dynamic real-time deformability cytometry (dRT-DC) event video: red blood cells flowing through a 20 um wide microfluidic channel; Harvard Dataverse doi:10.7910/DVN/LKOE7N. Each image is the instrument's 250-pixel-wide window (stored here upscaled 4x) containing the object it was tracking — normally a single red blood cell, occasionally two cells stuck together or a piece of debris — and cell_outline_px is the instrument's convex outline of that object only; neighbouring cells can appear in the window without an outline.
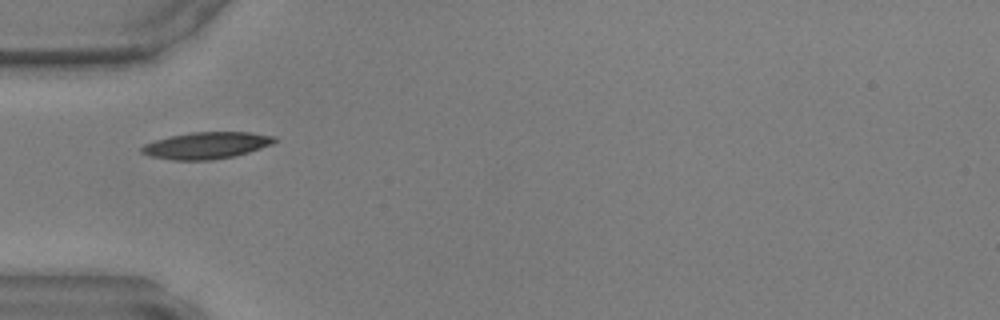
{"species": "common noctule bat (a hibernating species)", "species_latin": "Nyctalus noctula", "temperature_condition": "warm", "stored_images_in_passage": 7, "camera_frame_rate_fps": 3000, "um_per_image_px": 0.085, "animal": {"sex": "male", "body_mass_g": 17.9, "forearm_length_mm": 54.2}, "frame": {"image": 1, "passage_image": 1, "time_ms": 0.0, "image_size_px": [1000, 320], "cell_outline_px": [[276, 140], [272, 144], [236, 156], [212, 160], [172, 160], [152, 156], [140, 152], [140, 148], [144, 144], [156, 140], [172, 136], [192, 132], [248, 132], [276, 136]], "centroid_in_image_um": [17.56, 12.36], "position_along_channel_um": 67.4, "area_um2": 20.58}}